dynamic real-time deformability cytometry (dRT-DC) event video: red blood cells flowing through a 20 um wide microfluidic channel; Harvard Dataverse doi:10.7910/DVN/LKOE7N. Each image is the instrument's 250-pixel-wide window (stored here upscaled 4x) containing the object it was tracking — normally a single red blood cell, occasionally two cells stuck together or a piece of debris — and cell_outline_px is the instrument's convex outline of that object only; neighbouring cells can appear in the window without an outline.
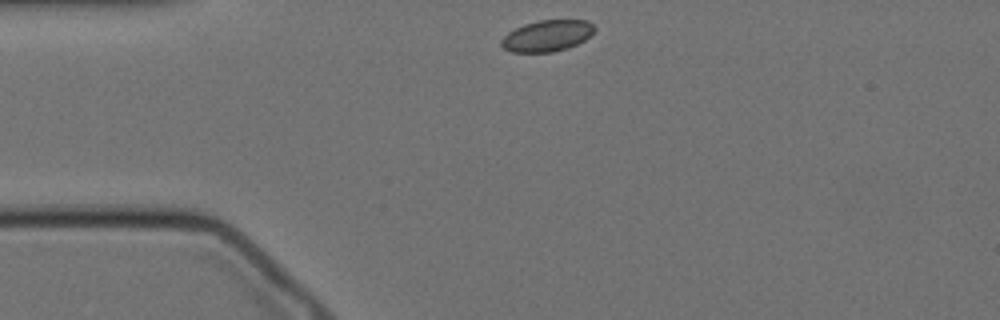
{"species": "Egyptian fruit bat (a non-hibernating species)", "species_latin": "Rousettus aegyptiacus", "temperature_condition": "cold", "stored_images_in_passage": 47, "camera_frame_rate_fps": 3000, "um_per_image_px": 0.085, "animal": {"sex": "female"}, "frame": {"image": 1, "passage_image": 1, "time_ms": 0.0, "image_size_px": [1000, 320], "cell_outline_px": [[596, 28], [584, 40], [568, 48], [552, 52], [512, 52], [504, 48], [500, 44], [500, 40], [508, 32], [524, 24], [540, 20], [588, 20]], "centroid_in_image_um": [46.49, 3.04], "position_along_channel_um": 38.5, "area_um2": 16.88}}
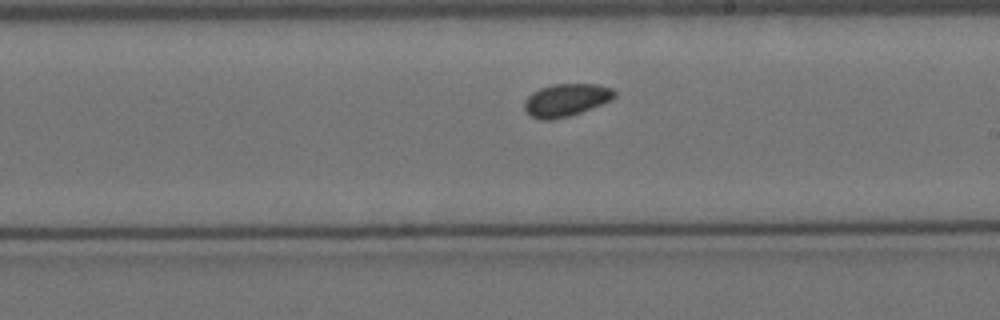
{"frame": {"image": 2, "passage_image": 21, "time_ms": 6.667, "image_size_px": [1000, 320], "cell_outline_px": [[616, 96], [612, 100], [580, 112], [568, 116], [552, 120], [540, 120], [532, 116], [524, 108], [524, 100], [532, 92], [540, 88], [552, 84], [600, 84], [612, 88], [616, 92]], "centroid_in_image_um": [48.13, 8.49], "position_along_channel_um": 240.9, "area_um2": 17.17}}
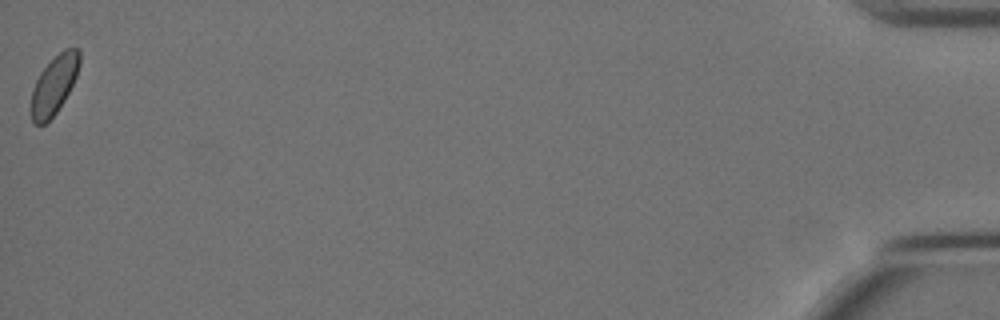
{"frame": {"image": 3, "passage_image": 47, "time_ms": 15.333, "image_size_px": [1000, 320], "cell_outline_px": [[80, 64], [76, 76], [64, 100], [56, 112], [44, 124], [36, 124], [32, 120], [28, 112], [28, 108], [32, 88], [40, 72], [64, 48], [76, 48], [80, 52]], "centroid_in_image_um": [4.55, 7.25], "position_along_channel_um": 430.7, "area_um2": 16.59}}